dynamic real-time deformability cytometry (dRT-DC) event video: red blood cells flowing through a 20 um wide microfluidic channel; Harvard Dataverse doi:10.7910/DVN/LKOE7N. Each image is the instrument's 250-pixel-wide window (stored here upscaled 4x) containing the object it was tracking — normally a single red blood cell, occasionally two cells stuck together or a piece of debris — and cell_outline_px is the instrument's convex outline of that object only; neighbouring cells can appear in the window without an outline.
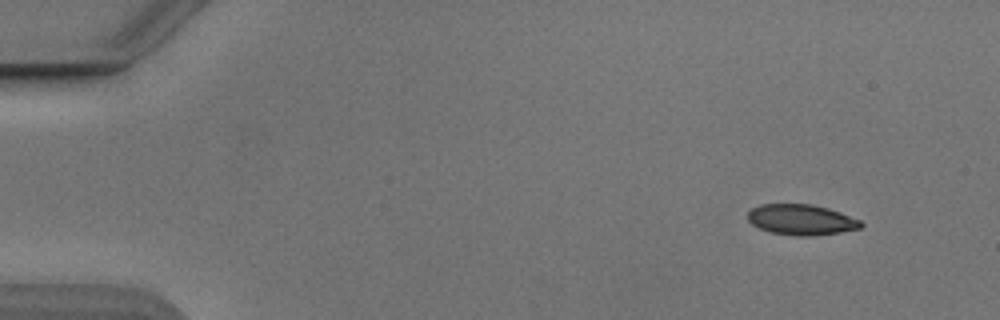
{"species": "Egyptian fruit bat (a non-hibernating species)", "species_latin": "Rousettus aegyptiacus", "temperature_condition": "cold", "stored_images_in_passage": 49, "camera_frame_rate_fps": 3000, "um_per_image_px": 0.085, "animal": {"sex": "male"}, "frame": {"image": 1, "passage_image": 1, "time_ms": 0.0, "image_size_px": [1000, 320], "cell_outline_px": [[864, 224], [860, 228], [840, 232], [816, 236], [796, 236], [772, 232], [760, 228], [752, 224], [748, 220], [748, 212], [752, 208], [760, 204], [812, 204], [828, 208], [840, 212], [860, 220]], "centroid_in_image_um": [68.12, 18.67], "position_along_channel_um": 16.9, "area_um2": 20.17}}
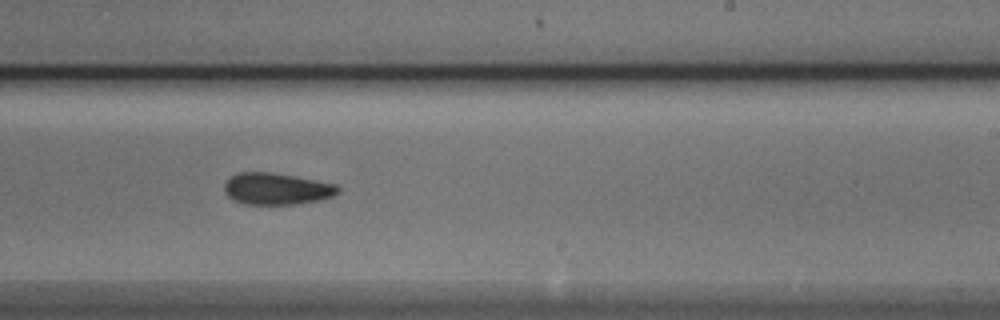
{"frame": {"image": 2, "passage_image": 29, "time_ms": 9.333, "image_size_px": [1000, 320], "cell_outline_px": [[340, 192], [336, 196], [320, 200], [296, 204], [244, 204], [232, 200], [224, 192], [224, 184], [232, 176], [240, 172], [272, 172], [296, 176], [336, 184], [340, 188]], "centroid_in_image_um": [23.54, 16.05], "position_along_channel_um": 265.5, "area_um2": 21.21}}
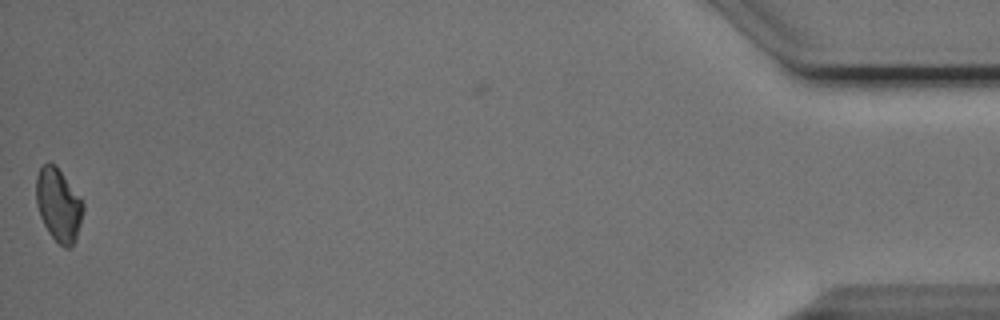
{"frame": {"image": 3, "passage_image": 49, "time_ms": 16.0, "image_size_px": [1000, 320], "cell_outline_px": [[84, 208], [76, 240], [72, 248], [64, 248], [48, 232], [40, 216], [36, 204], [36, 176], [40, 168], [44, 164], [56, 164], [84, 204]], "centroid_in_image_um": [4.97, 17.44], "position_along_channel_um": 430.2, "area_um2": 19.88}, "authors_computed_cell_mechanics": {"area_um2": 21.097, "velocity_mm_per_s": 3.8757, "shape_relaxation_time_tau1_ms": 4.1962, "shape_relaxation_time_tau2_ms": 2.5548, "deformation_change_tau1": 0.0999, "deformation_change_tau2": 0.063}}